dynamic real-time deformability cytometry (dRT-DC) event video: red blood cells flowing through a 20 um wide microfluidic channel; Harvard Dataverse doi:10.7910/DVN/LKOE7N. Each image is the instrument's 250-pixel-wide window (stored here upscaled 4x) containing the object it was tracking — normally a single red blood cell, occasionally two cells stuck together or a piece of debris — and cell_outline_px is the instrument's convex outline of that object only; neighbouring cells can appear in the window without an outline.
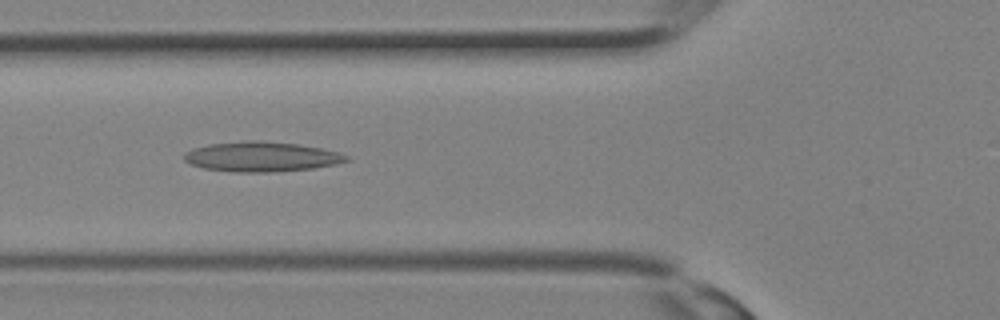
{"species": "Egyptian fruit bat (a non-hibernating species)", "species_latin": "Rousettus aegyptiacus", "temperature_condition": "room temperature", "stored_images_in_passage": 32, "camera_frame_rate_fps": 3000, "um_per_image_px": 0.085, "animal": {"sex": "female"}, "frame": {"image": 1, "passage_image": 12, "time_ms": 3.667, "image_size_px": [1000, 320], "cell_outline_px": [[352, 160], [336, 164], [312, 168], [272, 172], [232, 172], [204, 168], [192, 164], [184, 160], [184, 152], [192, 148], [208, 144], [244, 140], [260, 140], [300, 144], [340, 152], [352, 156]], "centroid_in_image_um": [22.26, 13.31], "position_along_channel_um": 103.5, "area_um2": 28.67}}
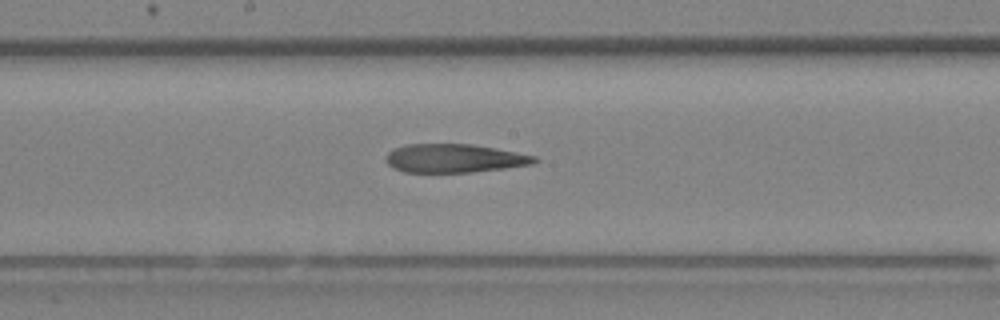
{"frame": {"image": 2, "passage_image": 17, "time_ms": 5.333, "image_size_px": [1000, 320], "cell_outline_px": [[540, 160], [532, 164], [504, 168], [472, 172], [404, 172], [392, 168], [384, 160], [384, 156], [392, 148], [404, 144], [472, 144], [496, 148], [536, 156]], "centroid_in_image_um": [38.56, 13.45], "position_along_channel_um": 209.6, "area_um2": 24.97}}
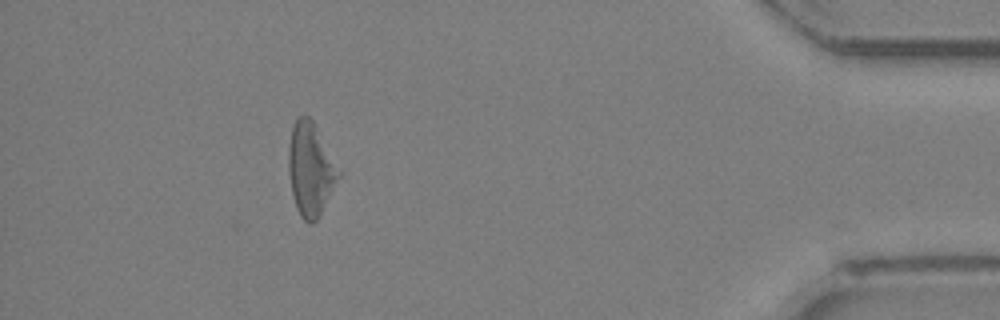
{"frame": {"image": 3, "passage_image": 29, "time_ms": 9.333, "image_size_px": [1000, 320], "cell_outline_px": [[340, 176], [316, 220], [312, 224], [308, 224], [300, 216], [296, 208], [292, 196], [288, 172], [288, 148], [292, 124], [300, 116], [308, 116], [316, 124], [340, 172]], "centroid_in_image_um": [26.36, 14.37], "position_along_channel_um": 408.8, "area_um2": 27.05}}